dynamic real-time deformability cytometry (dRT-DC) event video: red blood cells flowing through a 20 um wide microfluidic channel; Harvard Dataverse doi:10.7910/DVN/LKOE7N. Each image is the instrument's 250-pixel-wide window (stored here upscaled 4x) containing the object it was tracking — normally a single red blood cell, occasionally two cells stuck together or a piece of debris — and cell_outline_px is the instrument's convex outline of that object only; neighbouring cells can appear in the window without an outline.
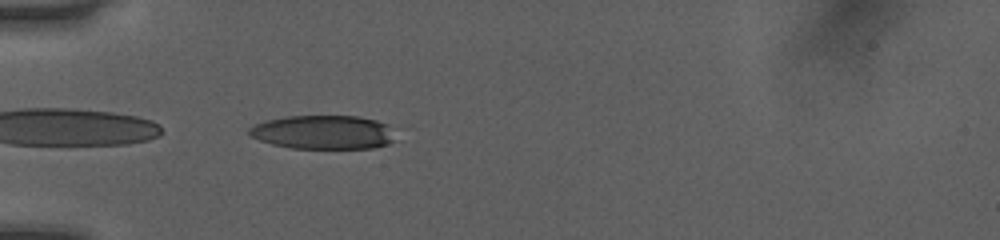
{"species": "human", "species_latin": "Homo sapiens", "temperature_condition": "room temperature", "stored_images_in_passage": 35, "camera_frame_rate_fps": 3000, "um_per_image_px": 0.085, "donor": {"sex": "female"}, "frame": {"image": 1, "passage_image": 1, "time_ms": 0.0, "image_size_px": [1000, 240], "cell_outline_px": [[392, 140], [388, 144], [372, 148], [292, 148], [272, 144], [248, 136], [248, 128], [256, 124], [268, 120], [288, 116], [356, 116], [376, 120], [388, 124]], "centroid_in_image_um": [27.42, 11.24], "position_along_channel_um": 57.6, "area_um2": 28.55}}
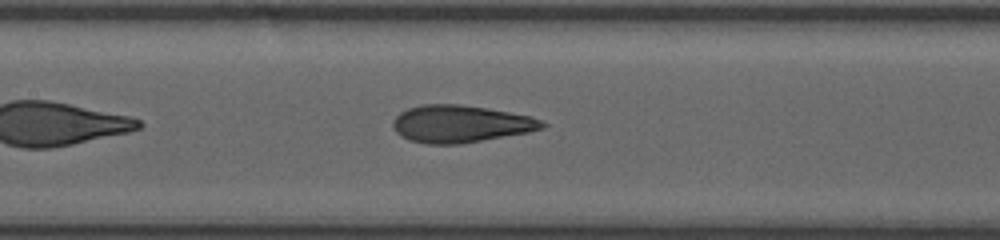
{"frame": {"image": 2, "passage_image": 10, "time_ms": 3.0, "image_size_px": [1000, 240], "cell_outline_px": [[548, 124], [544, 128], [528, 132], [460, 144], [428, 144], [408, 140], [400, 136], [392, 128], [392, 120], [400, 112], [408, 108], [420, 104], [460, 104], [532, 116]], "centroid_in_image_um": [39.1, 10.53], "position_along_channel_um": 168.3, "area_um2": 32.48}}
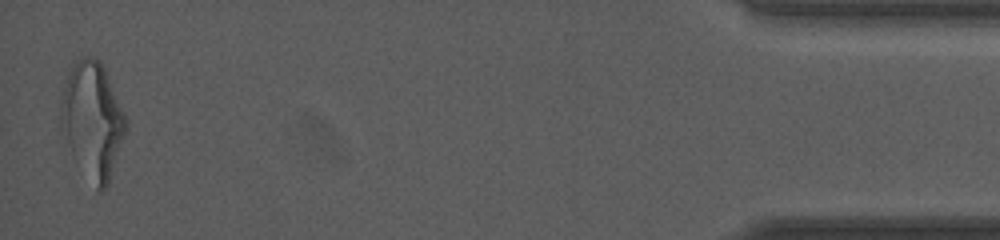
{"frame": {"image": 3, "passage_image": 35, "time_ms": 11.333, "image_size_px": [1000, 240], "cell_outline_px": [[128, 128], [108, 184], [100, 192], [96, 188], [72, 156], [60, 124], [60, 100], [68, 76], [76, 60], [80, 56], [92, 56], [104, 68], [128, 120]], "centroid_in_image_um": [7.87, 10.22], "position_along_channel_um": 427.3, "area_um2": 43.64}, "authors_computed_cell_mechanics": {"area_um2": 32.3102, "velocity_mm_per_s": 4.0626, "shape_relaxation_time_tau1_ms": 7.7845, "shape_relaxation_time_tau2_ms": 1.0051, "deformation_change_tau1": 0.2618, "deformation_change_tau2": 0.0906}}